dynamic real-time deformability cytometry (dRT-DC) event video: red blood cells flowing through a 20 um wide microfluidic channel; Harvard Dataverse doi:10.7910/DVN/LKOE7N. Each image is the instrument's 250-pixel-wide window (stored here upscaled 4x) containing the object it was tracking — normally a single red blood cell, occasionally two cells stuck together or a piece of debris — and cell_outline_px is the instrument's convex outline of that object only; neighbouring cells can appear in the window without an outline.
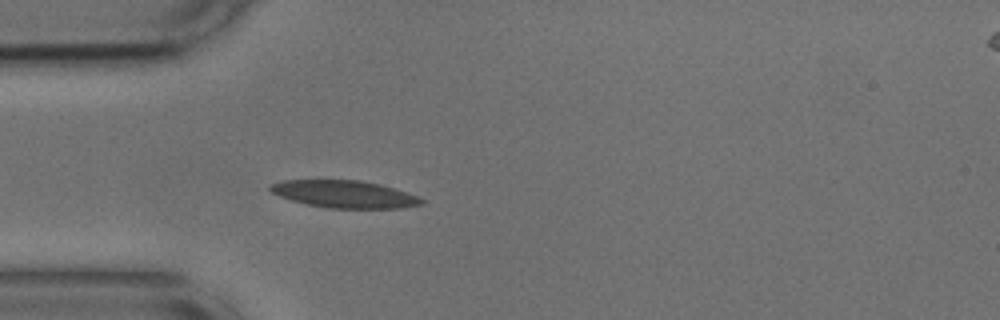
{"species": "common noctule bat (a hibernating species)", "species_latin": "Nyctalus noctula", "temperature_condition": "cold", "stored_images_in_passage": 40, "camera_frame_rate_fps": 3000, "um_per_image_px": 0.085, "animal": {"sex": "male", "body_mass_g": 17.9, "forearm_length_mm": 54.2}, "frame": {"image": 1, "passage_image": 1, "time_ms": 0.0, "image_size_px": [1000, 320], "cell_outline_px": [[424, 204], [400, 208], [328, 208], [308, 204], [292, 200], [280, 196], [272, 192], [268, 188], [268, 184], [280, 180], [360, 180], [380, 184], [416, 196], [424, 200]], "centroid_in_image_um": [29.23, 16.49], "position_along_channel_um": 55.8, "area_um2": 23.93}}
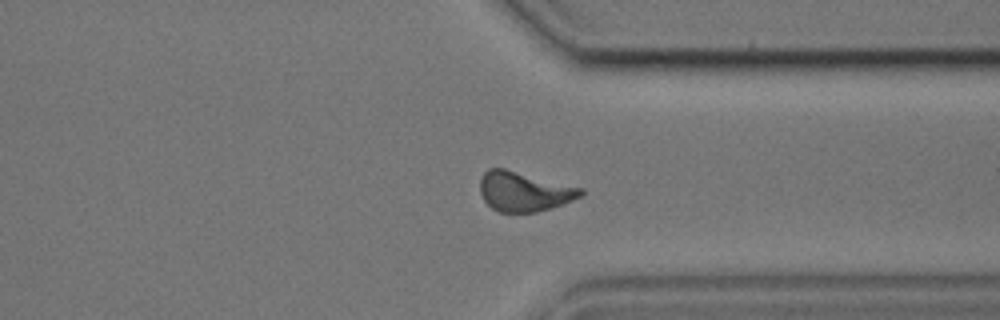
{"frame": {"image": 2, "passage_image": 27, "time_ms": 8.667, "image_size_px": [1000, 320], "cell_outline_px": [[584, 192], [580, 196], [572, 200], [552, 208], [536, 212], [500, 212], [492, 208], [484, 200], [480, 192], [480, 180], [484, 172], [488, 168], [504, 168], [584, 188]], "centroid_in_image_um": [44.54, 16.27], "position_along_channel_um": 366.9, "area_um2": 23.24}}
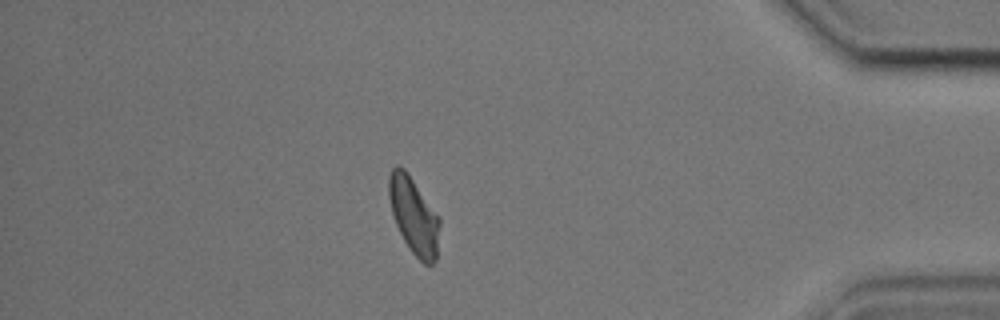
{"frame": {"image": 3, "passage_image": 33, "time_ms": 10.667, "image_size_px": [1000, 320], "cell_outline_px": [[440, 224], [436, 260], [432, 264], [424, 264], [412, 252], [404, 240], [396, 224], [392, 212], [388, 196], [388, 176], [392, 168], [396, 164], [404, 168], [440, 216]], "centroid_in_image_um": [35.18, 18.31], "position_along_channel_um": 400.0, "area_um2": 22.72}, "authors_computed_cell_mechanics": {"area_um2": 22.8888, "velocity_mm_per_s": 3.6392, "shape_relaxation_time_tau1_ms": 8.0657, "shape_relaxation_time_tau2_ms": 3.4244, "deformation_change_tau1": 0.1715, "deformation_change_tau2": 0.0948}}